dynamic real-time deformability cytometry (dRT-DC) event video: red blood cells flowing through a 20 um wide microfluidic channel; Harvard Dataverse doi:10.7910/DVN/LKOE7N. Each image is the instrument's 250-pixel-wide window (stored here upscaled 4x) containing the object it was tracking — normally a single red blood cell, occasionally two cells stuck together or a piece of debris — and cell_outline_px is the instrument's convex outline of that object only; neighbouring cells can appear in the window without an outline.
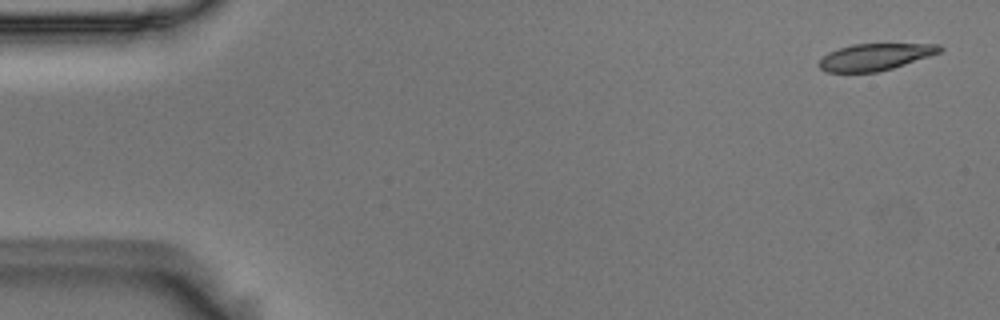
{"species": "Egyptian fruit bat (a non-hibernating species)", "species_latin": "Rousettus aegyptiacus", "temperature_condition": "room temperature", "stored_images_in_passage": 6, "segment_of_instrument_passage": [1, 2], "camera_frame_rate_fps": 3000, "um_per_image_px": 0.085, "animal": {"sex": "male"}, "frame": {"image": 1, "passage_image": 1, "time_ms": 0.0, "image_size_px": [1000, 320], "cell_outline_px": [[944, 48], [940, 52], [892, 68], [876, 72], [824, 72], [816, 64], [828, 52], [852, 44], [940, 44]], "centroid_in_image_um": [74.34, 4.84], "position_along_channel_um": 10.7, "area_um2": 18.67}}
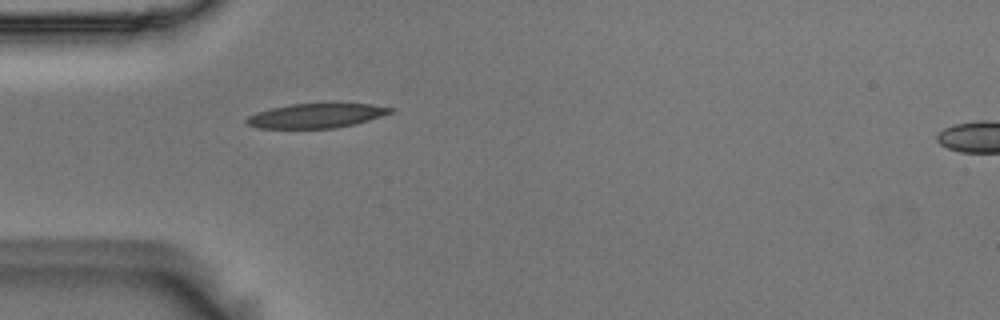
{"frame": {"image": 2, "passage_image": 5, "time_ms": 1.333, "image_size_px": [1000, 320], "cell_outline_px": [[396, 108], [392, 112], [368, 120], [336, 128], [260, 128], [248, 124], [244, 120], [248, 116], [256, 112], [272, 108], [292, 104], [372, 104]], "centroid_in_image_um": [26.87, 9.83], "position_along_channel_um": 58.1, "area_um2": 20.17}}